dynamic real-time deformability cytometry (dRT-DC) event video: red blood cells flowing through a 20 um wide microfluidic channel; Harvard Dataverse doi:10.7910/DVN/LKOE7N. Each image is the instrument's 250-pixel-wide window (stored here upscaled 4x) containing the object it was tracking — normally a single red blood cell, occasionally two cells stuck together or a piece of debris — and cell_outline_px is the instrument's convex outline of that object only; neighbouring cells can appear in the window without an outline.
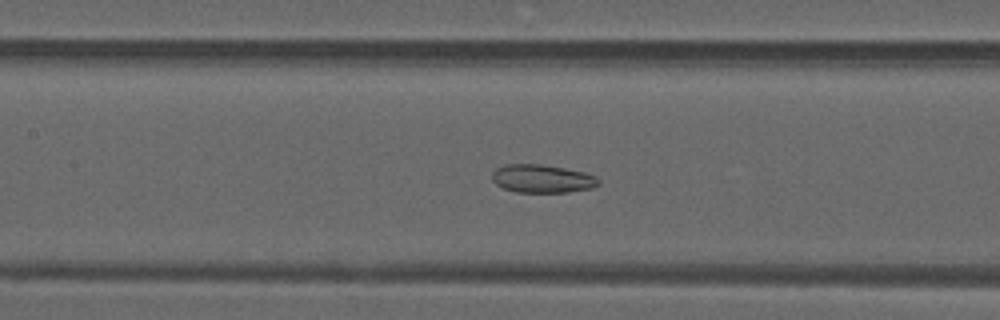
{"species": "common noctule bat (a hibernating species)", "species_latin": "Nyctalus noctula", "temperature_condition": "warm", "stored_images_in_passage": 43, "camera_frame_rate_fps": 3000, "um_per_image_px": 0.085, "animal": {"sex": "male", "forearm_length_mm": 52.5}, "frame": {"image": 1, "passage_image": 17, "time_ms": 5.333, "image_size_px": [1000, 320], "cell_outline_px": [[600, 184], [592, 188], [568, 192], [516, 192], [504, 188], [496, 184], [492, 180], [492, 172], [496, 168], [504, 164], [540, 164], [564, 168], [584, 172], [596, 176], [600, 180]], "centroid_in_image_um": [46.09, 15.18], "position_along_channel_um": 161.3, "area_um2": 17.57}}
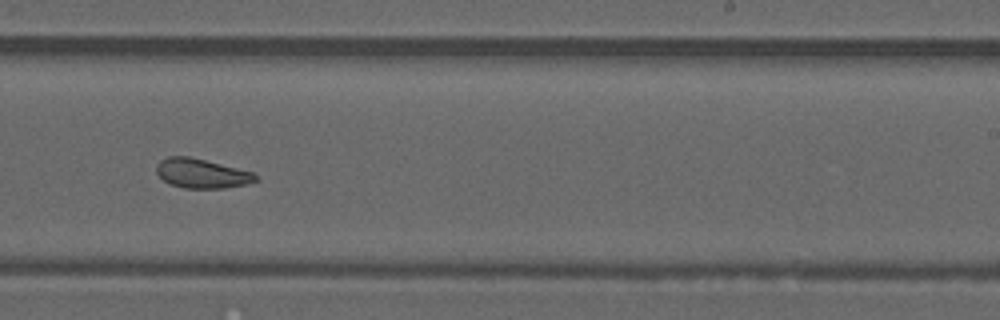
{"frame": {"image": 2, "passage_image": 25, "time_ms": 8.0, "image_size_px": [1000, 320], "cell_outline_px": [[260, 180], [244, 184], [224, 188], [184, 188], [172, 184], [164, 180], [156, 172], [156, 164], [160, 160], [168, 156], [188, 156], [252, 172]], "centroid_in_image_um": [17.11, 14.74], "position_along_channel_um": 271.9, "area_um2": 16.7}}
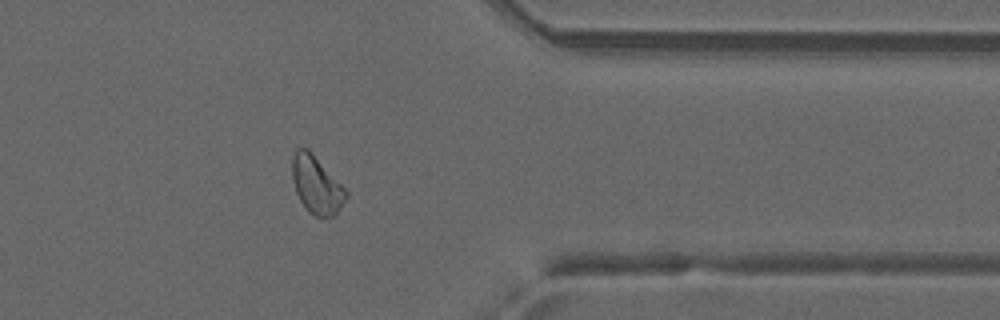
{"frame": {"image": 3, "passage_image": 34, "time_ms": 11.0, "image_size_px": [1000, 320], "cell_outline_px": [[348, 196], [336, 216], [316, 216], [308, 212], [300, 200], [296, 192], [292, 180], [292, 160], [296, 148], [308, 148], [312, 152], [348, 192]], "centroid_in_image_um": [26.9, 15.72], "position_along_channel_um": 384.5, "area_um2": 18.03}, "authors_computed_cell_mechanics": {"area_um2": 18.0336, "velocity_mm_per_s": 4.1561, "shape_relaxation_time_tau1_ms": null, "shape_relaxation_time_tau2_ms": 6.7639, "deformation_change_tau1": null, "deformation_change_tau2": 0.1496}}